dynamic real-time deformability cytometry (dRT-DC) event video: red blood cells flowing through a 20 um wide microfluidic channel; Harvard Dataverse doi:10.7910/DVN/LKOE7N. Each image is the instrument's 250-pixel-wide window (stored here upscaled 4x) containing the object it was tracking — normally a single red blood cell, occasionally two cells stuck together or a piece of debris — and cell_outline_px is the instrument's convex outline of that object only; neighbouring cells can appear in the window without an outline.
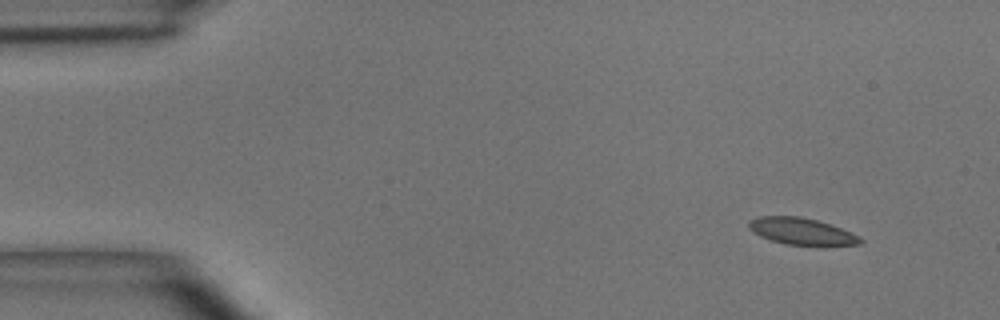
{"species": "common noctule bat (a hibernating species)", "species_latin": "Nyctalus noctula", "temperature_condition": "room temperature", "stored_images_in_passage": 2, "camera_frame_rate_fps": 3000, "um_per_image_px": 0.085, "animal": {"sex": "male", "body_mass_g": 15.6}, "frame": {"image": 1, "passage_image": 2, "time_ms": 0.333, "image_size_px": [1000, 320], "cell_outline_px": [[864, 240], [860, 244], [784, 244], [760, 236], [748, 228], [748, 224], [752, 220], [760, 216], [800, 216], [816, 220], [840, 228]], "centroid_in_image_um": [68.06, 19.64], "position_along_channel_um": 16.9, "area_um2": 16.65}}